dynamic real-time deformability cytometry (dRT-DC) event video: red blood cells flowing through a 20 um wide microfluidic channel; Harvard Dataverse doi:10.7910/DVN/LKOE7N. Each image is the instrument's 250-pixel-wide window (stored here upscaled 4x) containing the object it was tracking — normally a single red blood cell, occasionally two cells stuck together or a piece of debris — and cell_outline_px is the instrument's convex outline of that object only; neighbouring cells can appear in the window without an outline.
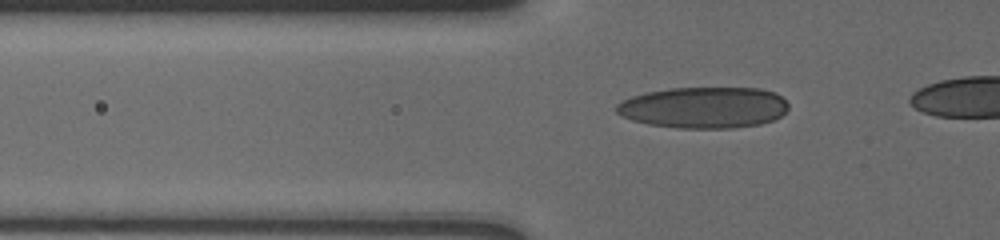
{"species": "human", "species_latin": "Homo sapiens", "temperature_condition": "cold", "stored_images_in_passage": 31, "camera_frame_rate_fps": 3000, "um_per_image_px": 0.085, "donor": {"sex": "male"}, "frame": {"image": 1, "passage_image": 24, "time_ms": 5.667, "image_size_px": [1000, 240], "cell_outline_px": [[788, 108], [780, 116], [772, 120], [760, 124], [732, 128], [676, 128], [648, 124], [632, 120], [616, 112], [616, 104], [632, 96], [648, 92], [668, 88], [760, 88], [776, 92], [788, 104]], "centroid_in_image_um": [59.83, 9.14], "position_along_channel_um": 66.0, "area_um2": 41.33}}